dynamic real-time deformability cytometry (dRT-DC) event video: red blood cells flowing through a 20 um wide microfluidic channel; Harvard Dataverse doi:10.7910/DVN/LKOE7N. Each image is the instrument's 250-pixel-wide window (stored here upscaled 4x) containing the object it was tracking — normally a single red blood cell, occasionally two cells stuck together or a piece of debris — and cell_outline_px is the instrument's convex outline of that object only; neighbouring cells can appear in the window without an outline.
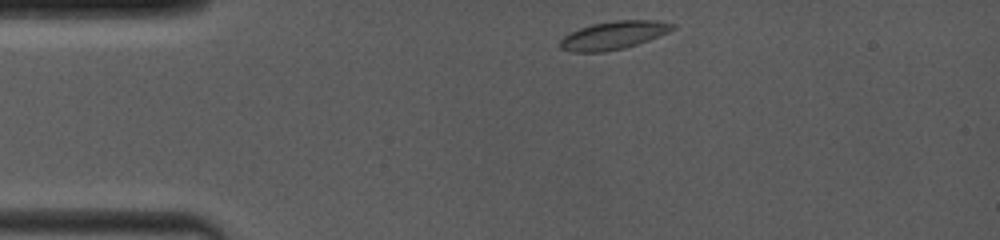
{"species": "common noctule bat (a hibernating species)", "species_latin": "Nyctalus noctula", "temperature_condition": "room temperature", "stored_images_in_passage": 26, "camera_frame_rate_fps": 4000, "um_per_image_px": 0.085, "animal": {"sex": "female", "body_mass_g": 19.0, "forearm_length_mm": 53.3}, "frame": {"image": 1, "passage_image": 1, "time_ms": 0.0, "image_size_px": [1000, 240], "cell_outline_px": [[676, 28], [668, 32], [648, 40], [624, 48], [604, 52], [572, 52], [560, 48], [560, 40], [564, 36], [580, 28], [592, 24], [616, 20], [656, 20], [676, 24]], "centroid_in_image_um": [52.16, 2.99], "position_along_channel_um": 32.8, "area_um2": 18.32}}
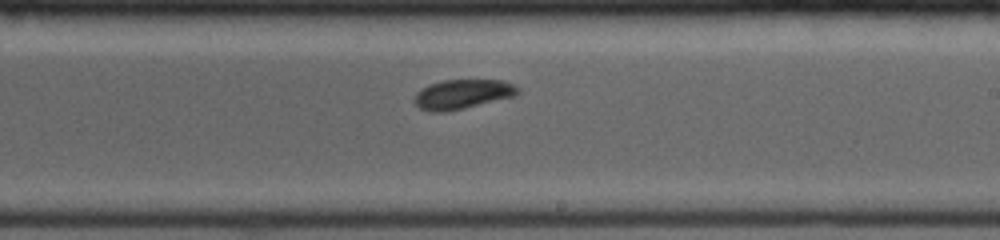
{"frame": {"image": 2, "passage_image": 15, "time_ms": 6.5, "image_size_px": [1000, 240], "cell_outline_px": [[520, 92], [516, 96], [448, 112], [428, 112], [420, 108], [412, 100], [416, 92], [420, 88], [444, 80], [504, 80], [520, 88]], "centroid_in_image_um": [39.31, 8.02], "position_along_channel_um": 249.7, "area_um2": 18.03}}
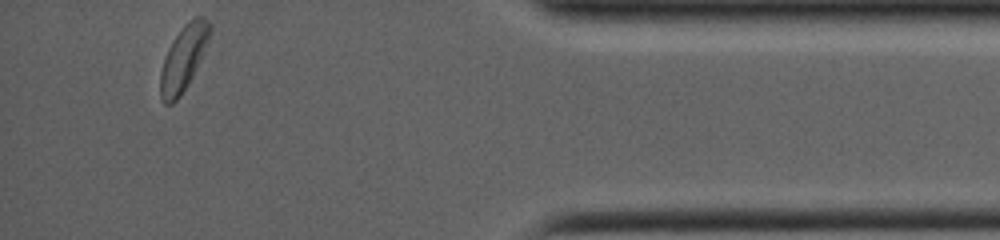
{"frame": {"image": 3, "passage_image": 26, "time_ms": 11.5, "image_size_px": [1000, 240], "cell_outline_px": [[212, 28], [192, 76], [188, 84], [180, 96], [172, 104], [164, 104], [160, 96], [160, 72], [168, 48], [172, 40], [184, 24], [188, 20], [196, 16], [204, 16], [212, 24]], "centroid_in_image_um": [15.57, 4.92], "position_along_channel_um": 419.6, "area_um2": 18.44}, "authors_computed_cell_mechanics": {"area_um2": 17.8891, "velocity_mm_per_s": 4.0527, "shape_relaxation_time_tau1_ms": 1.5465, "shape_relaxation_time_tau2_ms": 3.7317, "deformation_change_tau1": 0.0805, "deformation_change_tau2": 0.0747}}